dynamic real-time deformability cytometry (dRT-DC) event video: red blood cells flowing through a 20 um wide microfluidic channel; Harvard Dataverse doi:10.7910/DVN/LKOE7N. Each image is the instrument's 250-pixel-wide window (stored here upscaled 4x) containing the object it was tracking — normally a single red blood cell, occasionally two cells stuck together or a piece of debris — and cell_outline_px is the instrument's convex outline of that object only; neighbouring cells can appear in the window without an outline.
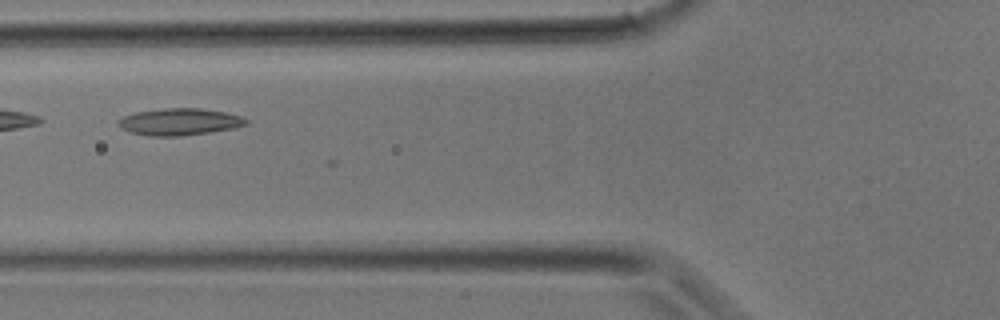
{"species": "common noctule bat (a hibernating species)", "species_latin": "Nyctalus noctula", "temperature_condition": "room temperature", "stored_images_in_passage": 6, "camera_frame_rate_fps": 3000, "um_per_image_px": 0.085, "animal": {"sex": "male", "body_mass_g": 17.9}, "frame": {"image": 1, "passage_image": 4, "time_ms": 1.0, "image_size_px": [1000, 320], "cell_outline_px": [[248, 124], [236, 128], [180, 136], [148, 136], [132, 132], [120, 128], [116, 124], [124, 116], [136, 112], [164, 108], [200, 108], [224, 112], [240, 116], [248, 120]], "centroid_in_image_um": [15.26, 10.35], "position_along_channel_um": 110.5, "area_um2": 19.94}}